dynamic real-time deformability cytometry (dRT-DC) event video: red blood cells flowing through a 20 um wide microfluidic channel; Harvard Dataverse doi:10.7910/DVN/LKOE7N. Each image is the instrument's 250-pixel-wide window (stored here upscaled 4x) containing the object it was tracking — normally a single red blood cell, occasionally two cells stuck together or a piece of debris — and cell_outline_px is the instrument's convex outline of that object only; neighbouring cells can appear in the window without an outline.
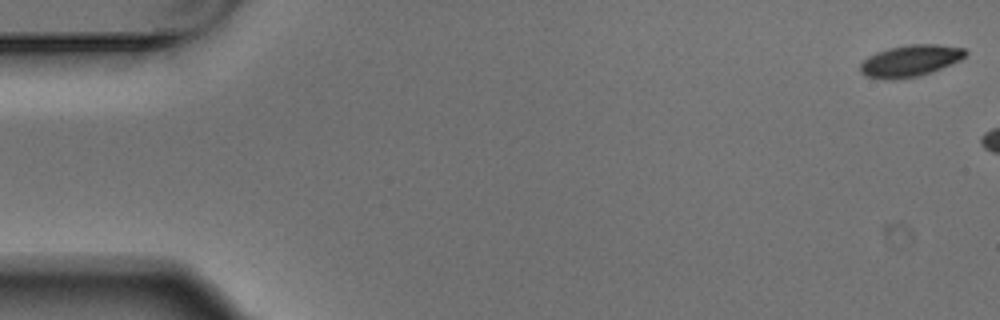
{"species": "Egyptian fruit bat (a non-hibernating species)", "species_latin": "Rousettus aegyptiacus", "temperature_condition": "warm", "stored_images_in_passage": 4, "camera_frame_rate_fps": 3000, "um_per_image_px": 0.085, "animal": {"sex": "male"}, "frame": {"image": 1, "passage_image": 1, "time_ms": 0.0, "image_size_px": [1000, 320], "cell_outline_px": [[968, 52], [960, 60], [940, 68], [916, 76], [868, 76], [860, 72], [860, 64], [868, 56], [876, 52], [888, 48], [908, 44], [936, 44], [964, 48]], "centroid_in_image_um": [77.41, 5.09], "position_along_channel_um": 7.6, "area_um2": 18.38}}